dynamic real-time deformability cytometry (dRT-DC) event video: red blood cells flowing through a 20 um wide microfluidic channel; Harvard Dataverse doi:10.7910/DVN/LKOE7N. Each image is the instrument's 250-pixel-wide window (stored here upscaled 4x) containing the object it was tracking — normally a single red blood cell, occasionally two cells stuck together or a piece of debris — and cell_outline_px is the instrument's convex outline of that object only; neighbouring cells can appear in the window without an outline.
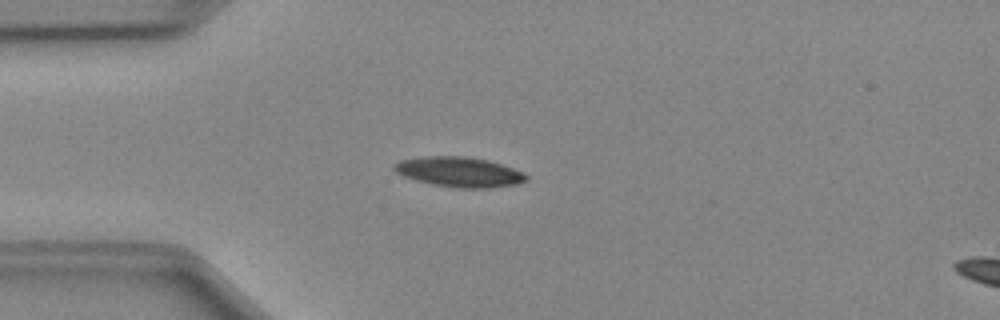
{"species": "Egyptian fruit bat (a non-hibernating species)", "species_latin": "Rousettus aegyptiacus", "temperature_condition": "cold", "stored_images_in_passage": 43, "camera_frame_rate_fps": 3000, "um_per_image_px": 0.085, "animal": {"sex": "female"}, "frame": {"image": 1, "passage_image": 10, "time_ms": 3.0, "image_size_px": [1000, 320], "cell_outline_px": [[528, 180], [516, 184], [492, 188], [456, 188], [432, 184], [416, 180], [404, 176], [396, 172], [392, 168], [400, 160], [424, 156], [464, 156], [488, 160], [524, 172], [528, 176]], "centroid_in_image_um": [39.05, 14.62], "position_along_channel_um": 45.9, "area_um2": 23.06}}
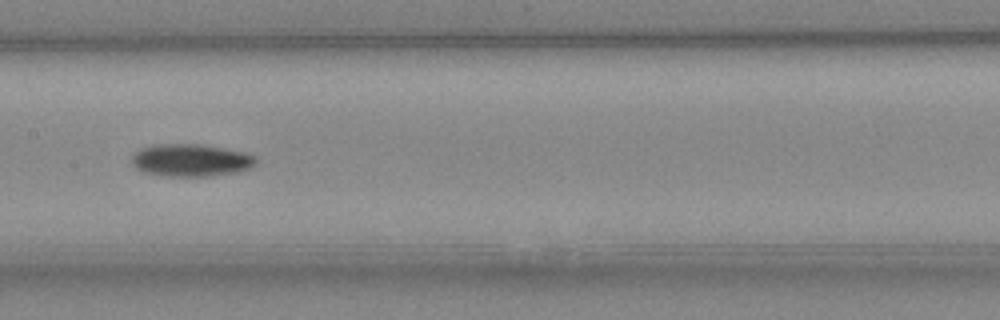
{"frame": {"image": 2, "passage_image": 22, "time_ms": 7.0, "image_size_px": [1000, 320], "cell_outline_px": [[256, 164], [240, 172], [212, 176], [164, 176], [144, 172], [136, 168], [132, 164], [132, 156], [136, 152], [144, 148], [160, 144], [196, 144], [224, 148], [244, 152], [256, 156]], "centroid_in_image_um": [16.26, 13.63], "position_along_channel_um": 191.1, "area_um2": 23.41}}
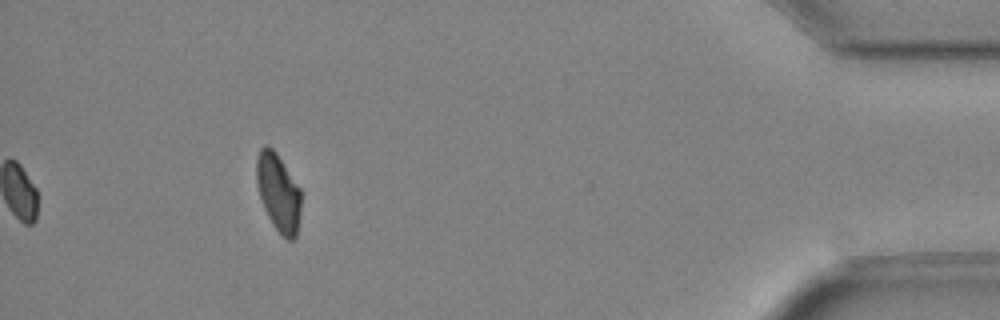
{"frame": {"image": 3, "passage_image": 43, "time_ms": 14.0, "image_size_px": [1000, 320], "cell_outline_px": [[300, 212], [296, 236], [292, 240], [288, 240], [272, 224], [264, 208], [256, 184], [256, 160], [260, 148], [264, 144], [268, 144], [276, 152], [300, 188]], "centroid_in_image_um": [23.64, 16.32], "position_along_channel_um": 411.6, "area_um2": 20.06}, "authors_computed_cell_mechanics": {"area_um2": 22.0796, "velocity_mm_per_s": 4.0182, "shape_relaxation_time_tau1_ms": 5.3402, "shape_relaxation_time_tau2_ms": null, "deformation_change_tau1": 0.1297, "deformation_change_tau2": null}}